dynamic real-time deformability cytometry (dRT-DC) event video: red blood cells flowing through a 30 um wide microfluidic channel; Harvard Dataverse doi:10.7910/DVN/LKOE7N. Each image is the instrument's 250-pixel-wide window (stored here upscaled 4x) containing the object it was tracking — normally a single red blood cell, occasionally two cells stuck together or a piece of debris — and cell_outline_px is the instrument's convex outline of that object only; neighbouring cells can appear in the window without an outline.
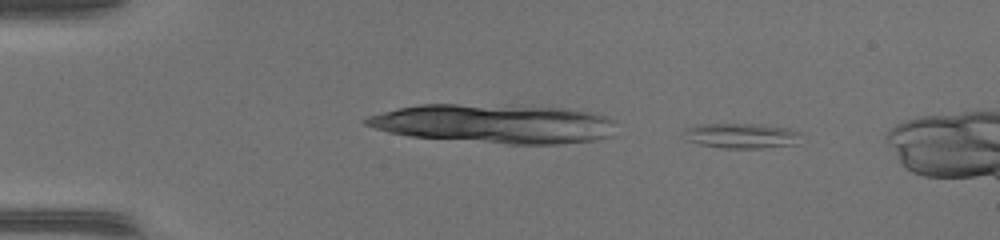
{"species": "common noctule bat (a hibernating species)", "species_latin": "Nyctalus noctula", "temperature_condition": "warm", "stored_images_in_passage": 45, "camera_frame_rate_fps": 3000, "um_per_image_px": 0.085, "animal": {"sex": "female", "body_mass_g": 17.0, "forearm_length_mm": 48.0}, "frame": {"image": 1, "passage_image": 4, "time_ms": 1.0, "image_size_px": [1000, 240], "cell_outline_px": [[800, 132], [792, 144], [756, 148], [724, 148], [700, 144], [688, 140], [688, 128], [708, 124], [752, 124], [788, 128]], "centroid_in_image_um": [63.03, 11.54], "position_along_channel_um": 22.0, "area_um2": 16.13}}
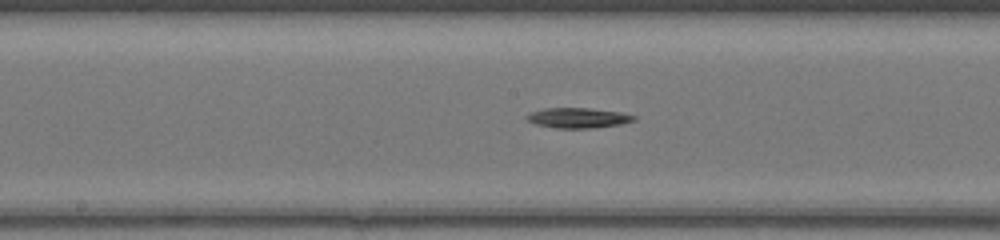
{"frame": {"image": 2, "passage_image": 24, "time_ms": 7.667, "image_size_px": [1000, 240], "cell_outline_px": [[636, 120], [620, 124], [592, 128], [556, 128], [536, 124], [528, 120], [524, 116], [532, 112], [544, 108], [588, 108], [620, 112], [636, 116]], "centroid_in_image_um": [49.13, 10.02], "position_along_channel_um": 199.1, "area_um2": 12.48}}
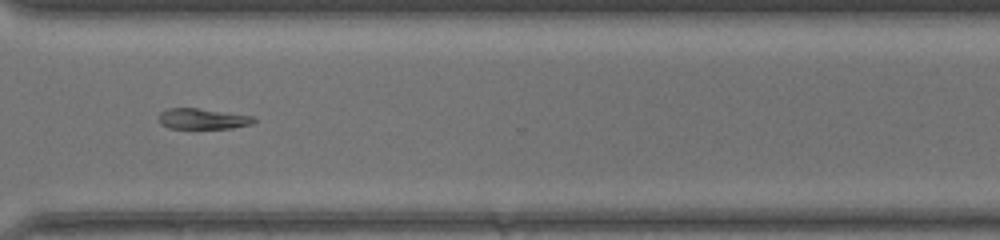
{"frame": {"image": 3, "passage_image": 35, "time_ms": 11.333, "image_size_px": [1000, 240], "cell_outline_px": [[256, 120], [252, 124], [232, 128], [168, 128], [160, 124], [160, 112], [168, 108], [196, 108], [252, 116]], "centroid_in_image_um": [17.21, 10.1], "position_along_channel_um": 353.4, "area_um2": 11.27}}